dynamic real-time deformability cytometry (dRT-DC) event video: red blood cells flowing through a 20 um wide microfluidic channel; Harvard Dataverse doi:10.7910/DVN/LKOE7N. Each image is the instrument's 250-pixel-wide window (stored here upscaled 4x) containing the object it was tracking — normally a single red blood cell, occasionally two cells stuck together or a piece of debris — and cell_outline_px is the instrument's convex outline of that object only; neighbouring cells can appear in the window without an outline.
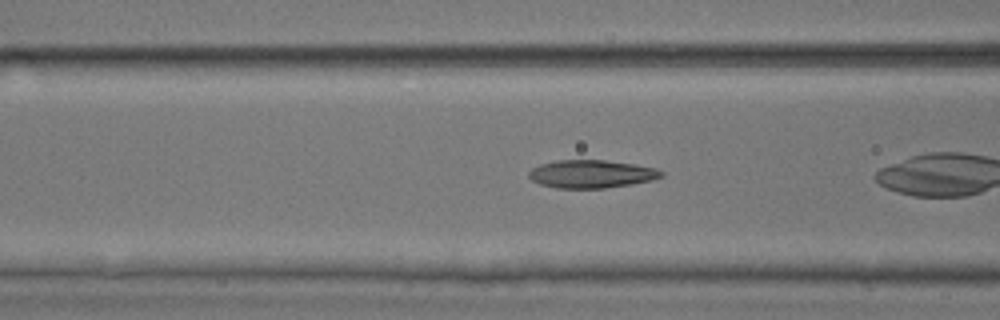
{"species": "common noctule bat (a hibernating species)", "species_latin": "Nyctalus noctula", "temperature_condition": "room temperature", "stored_images_in_passage": 25, "camera_frame_rate_fps": 3000, "um_per_image_px": 0.085, "animal": {"sex": "male", "body_mass_g": 17.9, "forearm_length_mm": 54.2}, "frame": {"image": 1, "passage_image": 4, "time_ms": 1.0, "image_size_px": [1000, 320], "cell_outline_px": [[664, 176], [652, 180], [632, 184], [604, 188], [556, 188], [540, 184], [532, 180], [528, 176], [528, 172], [532, 168], [540, 164], [556, 160], [604, 160], [632, 164], [656, 168], [664, 172]], "centroid_in_image_um": [50.26, 14.79], "position_along_channel_um": 116.3, "area_um2": 21.62}}